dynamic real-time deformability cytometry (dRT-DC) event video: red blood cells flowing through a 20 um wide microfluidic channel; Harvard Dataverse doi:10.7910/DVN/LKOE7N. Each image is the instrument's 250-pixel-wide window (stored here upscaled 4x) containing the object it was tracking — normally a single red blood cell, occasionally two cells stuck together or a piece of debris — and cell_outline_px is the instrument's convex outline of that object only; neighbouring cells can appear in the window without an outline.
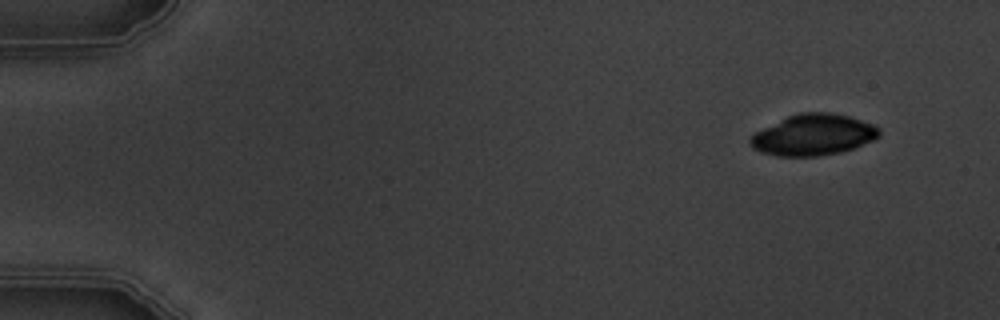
{"species": "common noctule bat (a hibernating species)", "species_latin": "Nyctalus noctula", "temperature_condition": "warm", "stored_images_in_passage": 9, "camera_frame_rate_fps": 3000, "um_per_image_px": 0.085, "animal": {"sex": "male", "body_mass_g": 19.5, "forearm_length_mm": 54.6}, "frame": {"image": 1, "passage_image": 1, "time_ms": 0.0, "image_size_px": [1000, 320], "cell_outline_px": [[880, 136], [872, 140], [852, 148], [840, 152], [816, 156], [776, 156], [752, 148], [748, 144], [748, 140], [756, 132], [788, 116], [800, 112], [828, 112], [848, 116], [872, 124], [880, 128]], "centroid_in_image_um": [69.12, 11.46], "position_along_channel_um": 15.9, "area_um2": 30.52}}